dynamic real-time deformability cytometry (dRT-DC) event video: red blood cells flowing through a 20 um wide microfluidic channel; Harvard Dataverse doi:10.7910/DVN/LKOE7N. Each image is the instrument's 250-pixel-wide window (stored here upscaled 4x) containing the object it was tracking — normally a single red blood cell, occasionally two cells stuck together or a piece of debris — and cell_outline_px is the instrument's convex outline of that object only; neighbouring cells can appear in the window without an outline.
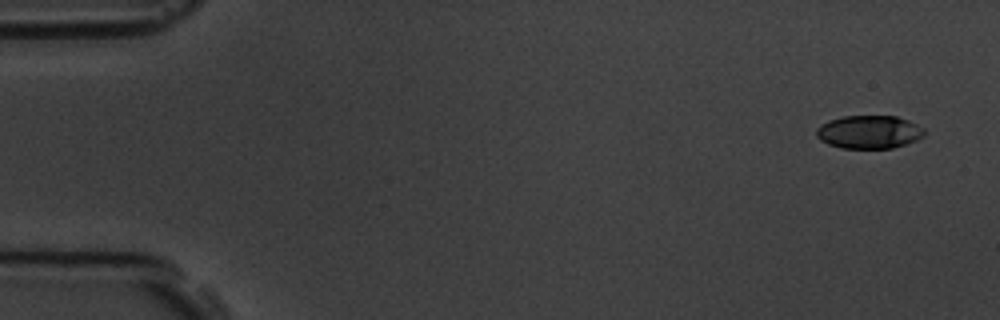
{"species": "common noctule bat (a hibernating species)", "species_latin": "Nyctalus noctula", "temperature_condition": "room temperature", "stored_images_in_passage": 5, "camera_frame_rate_fps": 3000, "um_per_image_px": 0.085, "animal": {"sex": "male", "body_mass_g": 19.5, "forearm_length_mm": 54.6}, "frame": {"image": 1, "passage_image": 1, "time_ms": 0.0, "image_size_px": [1000, 320], "cell_outline_px": [[924, 136], [916, 140], [892, 148], [840, 148], [828, 144], [820, 140], [816, 136], [816, 128], [820, 124], [828, 120], [844, 116], [896, 116], [908, 120], [924, 128]], "centroid_in_image_um": [73.84, 11.21], "position_along_channel_um": 11.2, "area_um2": 20.92}}
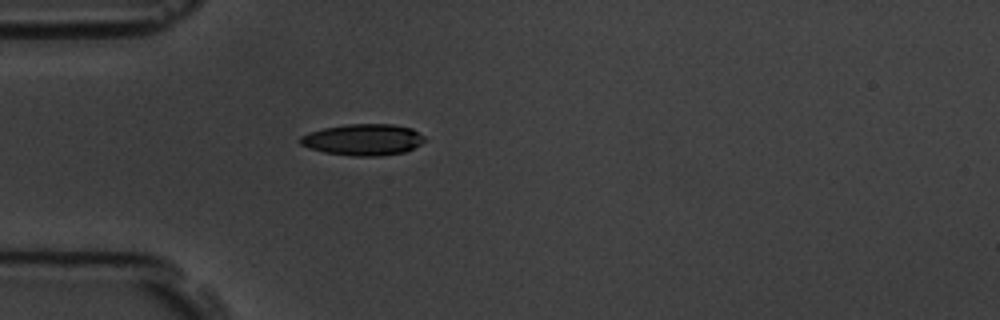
{"frame": {"image": 2, "passage_image": 5, "time_ms": 4.333, "image_size_px": [1000, 320], "cell_outline_px": [[424, 140], [420, 144], [404, 152], [380, 156], [352, 156], [324, 152], [308, 148], [300, 144], [300, 136], [308, 132], [324, 128], [348, 124], [392, 124], [412, 128], [424, 136]], "centroid_in_image_um": [30.84, 11.87], "position_along_channel_um": 54.2, "area_um2": 22.72}}